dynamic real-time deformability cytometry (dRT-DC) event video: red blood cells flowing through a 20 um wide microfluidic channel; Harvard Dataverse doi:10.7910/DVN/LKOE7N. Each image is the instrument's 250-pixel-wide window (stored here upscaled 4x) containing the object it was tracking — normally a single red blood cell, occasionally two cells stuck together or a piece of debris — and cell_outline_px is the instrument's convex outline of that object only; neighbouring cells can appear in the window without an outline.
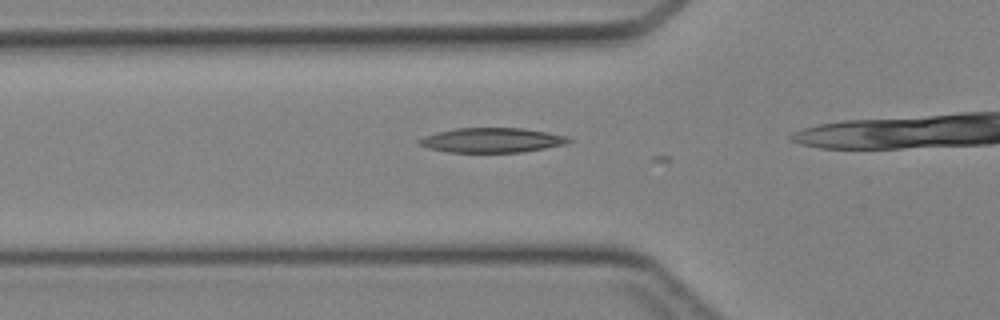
{"species": "Egyptian fruit bat (a non-hibernating species)", "species_latin": "Rousettus aegyptiacus", "temperature_condition": "cold", "stored_images_in_passage": 10, "camera_frame_rate_fps": 3000, "um_per_image_px": 0.085, "animal": {"sex": "female"}, "frame": {"image": 1, "passage_image": 6, "time_ms": 1.667, "image_size_px": [1000, 320], "cell_outline_px": [[572, 140], [564, 144], [524, 152], [448, 152], [428, 148], [420, 144], [416, 140], [424, 136], [456, 128], [524, 128], [548, 132], [564, 136]], "centroid_in_image_um": [41.79, 11.91], "position_along_channel_um": 84.0, "area_um2": 21.27}}
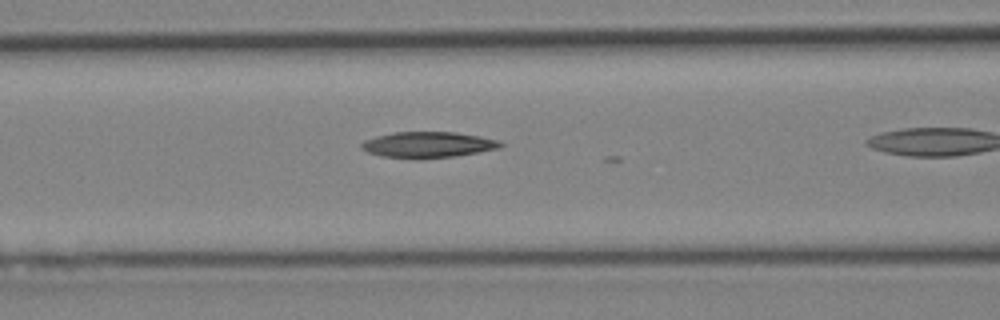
{"frame": {"image": 2, "passage_image": 9, "time_ms": 2.667, "image_size_px": [1000, 320], "cell_outline_px": [[504, 144], [500, 148], [456, 156], [380, 156], [368, 152], [360, 148], [360, 144], [364, 140], [376, 136], [392, 132], [456, 132], [480, 136], [500, 140]], "centroid_in_image_um": [36.41, 12.26], "position_along_channel_um": 130.2, "area_um2": 20.35}}